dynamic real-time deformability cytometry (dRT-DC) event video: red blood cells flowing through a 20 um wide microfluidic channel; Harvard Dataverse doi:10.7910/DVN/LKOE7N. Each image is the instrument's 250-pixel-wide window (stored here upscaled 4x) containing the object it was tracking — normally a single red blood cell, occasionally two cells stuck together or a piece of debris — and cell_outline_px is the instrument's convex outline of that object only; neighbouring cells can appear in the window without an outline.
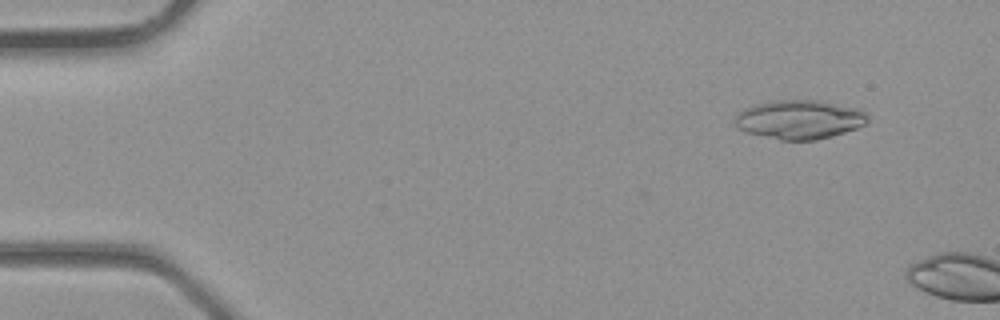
{"species": "common noctule bat (a hibernating species)", "species_latin": "Nyctalus noctula", "temperature_condition": "room temperature", "stored_images_in_passage": 3, "segment_of_instrument_passage": [2, 2], "camera_frame_rate_fps": 3000, "um_per_image_px": 0.085, "animal": {"sex": "male", "body_mass_g": 23.1, "forearm_length_mm": 52.7}, "frame": {"image": 1, "passage_image": 3, "time_ms": 0.667, "image_size_px": [1000, 320], "cell_outline_px": [[868, 120], [864, 124], [856, 128], [832, 136], [816, 140], [780, 140], [744, 132], [736, 128], [736, 116], [744, 108], [768, 100], [820, 100], [856, 108], [868, 112]], "centroid_in_image_um": [67.94, 10.15], "position_along_channel_um": 17.1, "area_um2": 30.29}}